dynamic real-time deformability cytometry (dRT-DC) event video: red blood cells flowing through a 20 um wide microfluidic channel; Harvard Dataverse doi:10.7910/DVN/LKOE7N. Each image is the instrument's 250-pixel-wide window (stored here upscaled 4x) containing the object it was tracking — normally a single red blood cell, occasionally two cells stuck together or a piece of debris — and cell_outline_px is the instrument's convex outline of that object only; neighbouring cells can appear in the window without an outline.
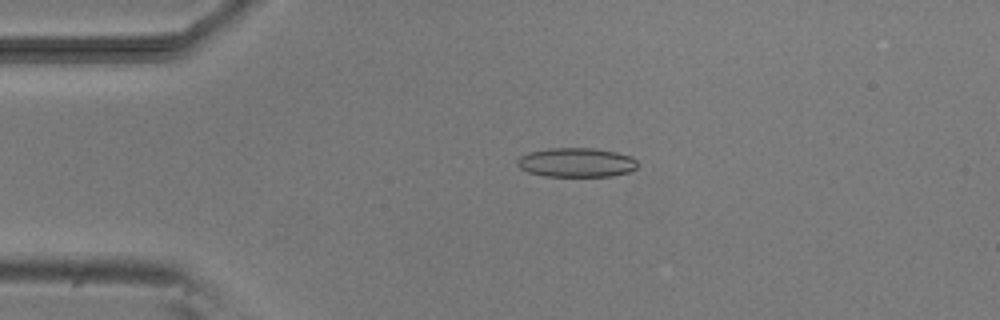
{"species": "common noctule bat (a hibernating species)", "species_latin": "Nyctalus noctula", "temperature_condition": "room temperature", "stored_images_in_passage": 3, "camera_frame_rate_fps": 3000, "um_per_image_px": 0.085, "animal": {"sex": "male", "body_mass_g": 20.5, "forearm_length_mm": 52.5}, "frame": {"image": 1, "passage_image": 3, "time_ms": 2.333, "image_size_px": [1000, 320], "cell_outline_px": [[636, 168], [628, 172], [612, 176], [544, 176], [528, 172], [520, 168], [516, 164], [516, 160], [520, 156], [528, 152], [548, 148], [596, 148], [616, 152], [632, 156], [636, 160]], "centroid_in_image_um": [48.96, 13.8], "position_along_channel_um": 36.0, "area_um2": 20.63}}